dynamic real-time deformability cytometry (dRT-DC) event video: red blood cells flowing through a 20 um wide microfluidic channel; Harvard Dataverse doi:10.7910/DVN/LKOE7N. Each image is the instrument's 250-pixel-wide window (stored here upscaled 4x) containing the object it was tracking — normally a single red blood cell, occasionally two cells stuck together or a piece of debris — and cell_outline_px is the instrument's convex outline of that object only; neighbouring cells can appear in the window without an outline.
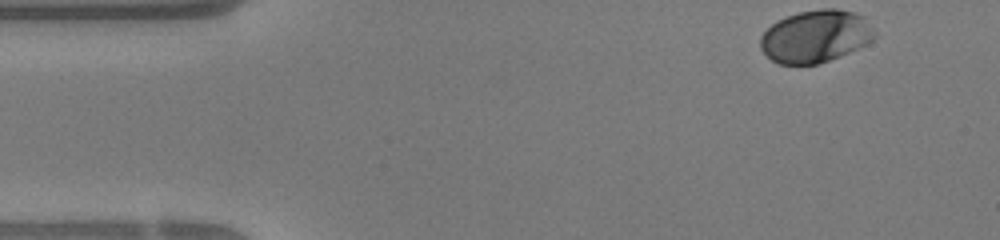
{"species": "human", "species_latin": "Homo sapiens", "temperature_condition": "warm", "stored_images_in_passage": 44, "camera_frame_rate_fps": 3000, "um_per_image_px": 0.085, "donor": {"sex": "female"}, "frame": {"image": 1, "passage_image": 1, "time_ms": 0.0, "image_size_px": [1000, 240], "cell_outline_px": [[848, 16], [836, 56], [816, 64], [784, 64], [768, 56], [764, 52], [764, 32], [768, 28], [780, 20], [788, 16], [804, 12], [848, 12]], "centroid_in_image_um": [68.47, 3.19], "position_along_channel_um": 16.5, "area_um2": 25.66}}
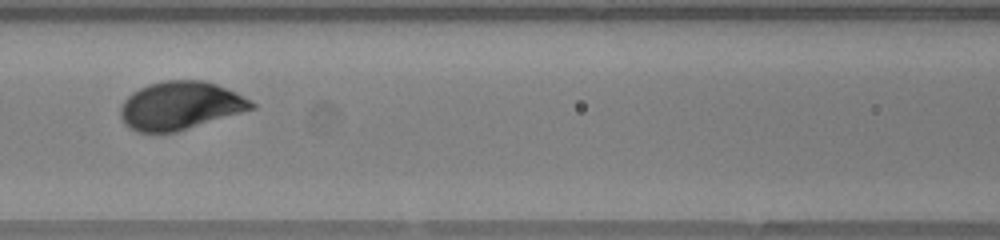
{"frame": {"image": 2, "passage_image": 17, "time_ms": 5.333, "image_size_px": [1000, 240], "cell_outline_px": [[252, 108], [180, 128], [164, 132], [148, 132], [136, 128], [128, 124], [124, 116], [124, 104], [136, 92], [144, 88], [156, 84], [212, 84], [232, 92], [240, 96], [252, 104]], "centroid_in_image_um": [15.31, 9.02], "position_along_channel_um": 151.3, "area_um2": 31.73}}
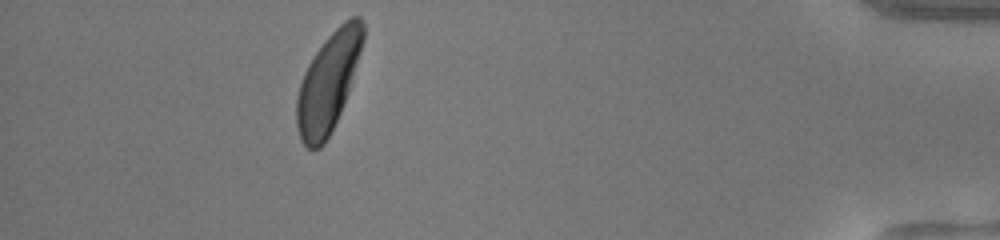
{"frame": {"image": 3, "passage_image": 39, "time_ms": 12.667, "image_size_px": [1000, 240], "cell_outline_px": [[364, 36], [344, 100], [332, 128], [328, 136], [316, 148], [308, 148], [304, 144], [300, 136], [296, 116], [296, 108], [300, 88], [304, 76], [312, 60], [320, 48], [352, 16], [356, 16], [360, 20], [364, 28]], "centroid_in_image_um": [27.88, 7.06], "position_along_channel_um": 407.3, "area_um2": 34.97}, "authors_computed_cell_mechanics": {"area_um2": 31.4143, "velocity_mm_per_s": 4.3249, "shape_relaxation_time_tau1_ms": 1.2395, "shape_relaxation_time_tau2_ms": null, "deformation_change_tau1": 0.103, "deformation_change_tau2": null}}